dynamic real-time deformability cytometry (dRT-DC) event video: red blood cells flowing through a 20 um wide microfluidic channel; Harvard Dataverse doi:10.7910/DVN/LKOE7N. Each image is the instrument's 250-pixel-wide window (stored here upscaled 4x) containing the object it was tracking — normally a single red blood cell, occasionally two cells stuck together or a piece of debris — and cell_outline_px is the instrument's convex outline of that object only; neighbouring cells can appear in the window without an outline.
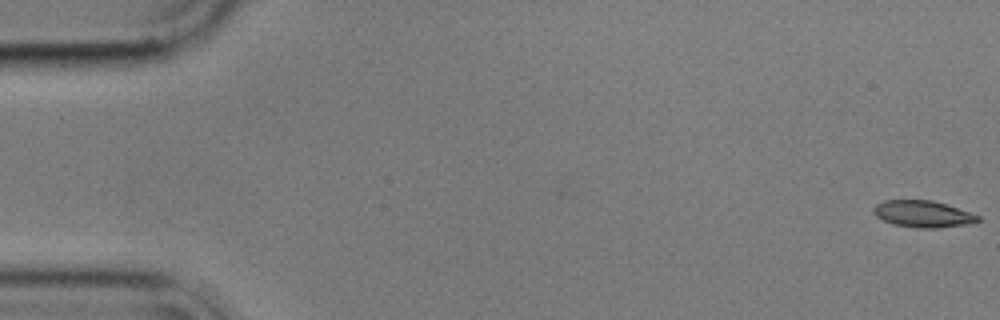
{"species": "common noctule bat (a hibernating species)", "species_latin": "Nyctalus noctula", "temperature_condition": "cold", "stored_images_in_passage": 56, "camera_frame_rate_fps": 3000, "um_per_image_px": 0.085, "animal": {"sex": "male", "body_mass_g": 17.9}, "frame": {"image": 1, "passage_image": 1, "time_ms": 0.0, "image_size_px": [1000, 320], "cell_outline_px": [[980, 220], [968, 224], [932, 228], [920, 228], [896, 224], [884, 220], [876, 216], [872, 212], [872, 208], [876, 204], [884, 200], [932, 200], [980, 216]], "centroid_in_image_um": [78.4, 18.17], "position_along_channel_um": 6.6, "area_um2": 15.9}}
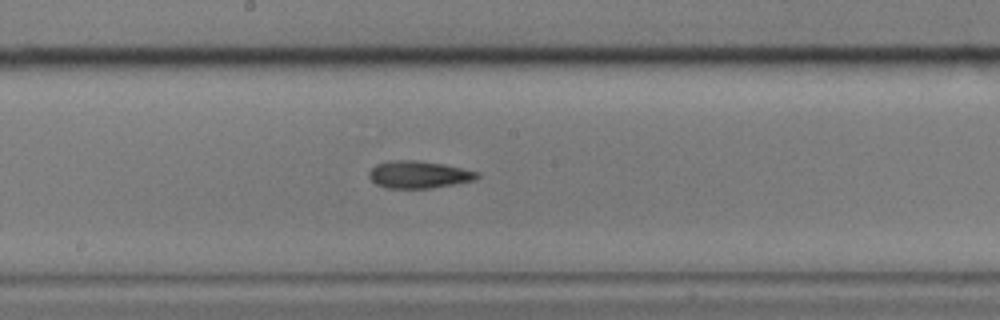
{"frame": {"image": 2, "passage_image": 30, "time_ms": 9.667, "image_size_px": [1000, 320], "cell_outline_px": [[480, 176], [476, 180], [432, 188], [388, 188], [376, 184], [368, 176], [368, 172], [376, 164], [392, 160], [416, 160], [444, 164], [480, 172]], "centroid_in_image_um": [35.61, 14.83], "position_along_channel_um": 212.6, "area_um2": 17.28}}
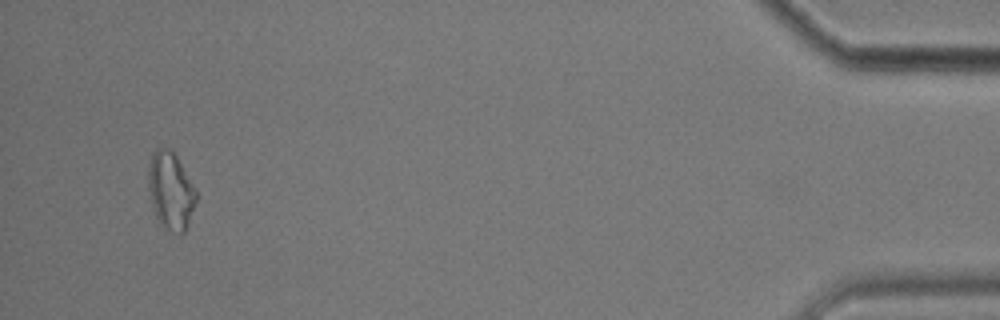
{"frame": {"image": 3, "passage_image": 54, "time_ms": 17.667, "image_size_px": [1000, 320], "cell_outline_px": [[196, 200], [188, 224], [184, 232], [172, 232], [160, 224], [156, 216], [152, 204], [148, 188], [148, 164], [152, 152], [156, 148], [168, 148], [176, 156], [196, 188]], "centroid_in_image_um": [14.49, 16.19], "position_along_channel_um": 420.7, "area_um2": 21.44}, "authors_computed_cell_mechanics": {"area_um2": 17.1088, "velocity_mm_per_s": 3.5547, "shape_relaxation_time_tau1_ms": 4.138, "shape_relaxation_time_tau2_ms": 3.7653, "deformation_change_tau1": 0.0994, "deformation_change_tau2": 0.1168}}